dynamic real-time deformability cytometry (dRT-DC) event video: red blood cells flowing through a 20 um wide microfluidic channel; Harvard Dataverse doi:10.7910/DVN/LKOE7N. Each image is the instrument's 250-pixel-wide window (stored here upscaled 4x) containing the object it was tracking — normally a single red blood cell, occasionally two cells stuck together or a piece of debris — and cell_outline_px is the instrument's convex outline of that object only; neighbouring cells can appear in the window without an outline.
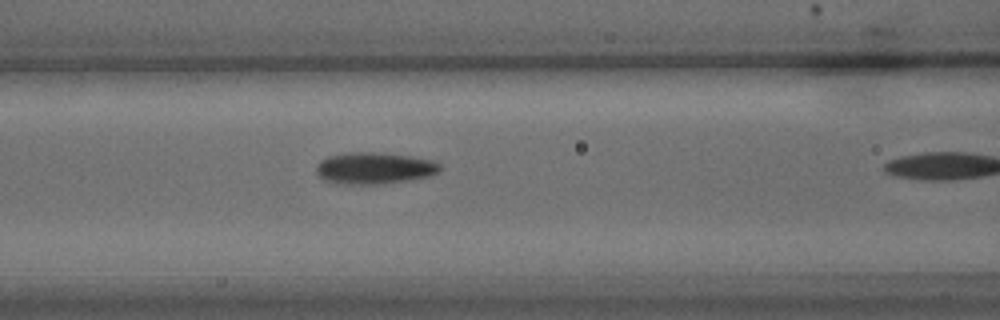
{"species": "common noctule bat (a hibernating species)", "species_latin": "Nyctalus noctula", "temperature_condition": "warm", "stored_images_in_passage": 10, "camera_frame_rate_fps": 3000, "um_per_image_px": 0.085, "animal": {"sex": "male", "body_mass_g": 15.6}, "frame": {"image": 1, "passage_image": 9, "time_ms": 2.667, "image_size_px": [1000, 320], "cell_outline_px": [[440, 168], [432, 176], [412, 180], [380, 184], [352, 184], [324, 180], [316, 172], [316, 164], [320, 160], [328, 156], [344, 152], [376, 152], [408, 156], [432, 160], [440, 164]], "centroid_in_image_um": [31.81, 14.29], "position_along_channel_um": 134.8, "area_um2": 22.83}}